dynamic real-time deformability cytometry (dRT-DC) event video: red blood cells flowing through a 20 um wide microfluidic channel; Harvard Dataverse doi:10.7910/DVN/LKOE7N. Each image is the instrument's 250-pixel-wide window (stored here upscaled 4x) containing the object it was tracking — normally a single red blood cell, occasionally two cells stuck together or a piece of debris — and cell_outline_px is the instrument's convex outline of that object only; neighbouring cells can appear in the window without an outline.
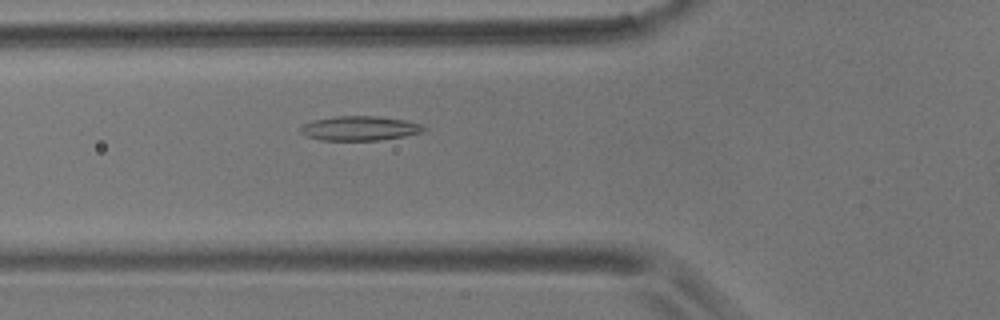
{"species": "common noctule bat (a hibernating species)", "species_latin": "Nyctalus noctula", "temperature_condition": "room temperature", "stored_images_in_passage": 40, "camera_frame_rate_fps": 3000, "um_per_image_px": 0.085, "animal": {"sex": "male", "body_mass_g": 17.9}, "frame": {"image": 1, "passage_image": 4, "time_ms": 1.0, "image_size_px": [1000, 320], "cell_outline_px": [[428, 128], [424, 132], [404, 136], [380, 140], [320, 140], [308, 136], [300, 132], [300, 124], [312, 120], [336, 116], [376, 116], [404, 120], [420, 124]], "centroid_in_image_um": [30.56, 10.9], "position_along_channel_um": 95.2, "area_um2": 17.63}}
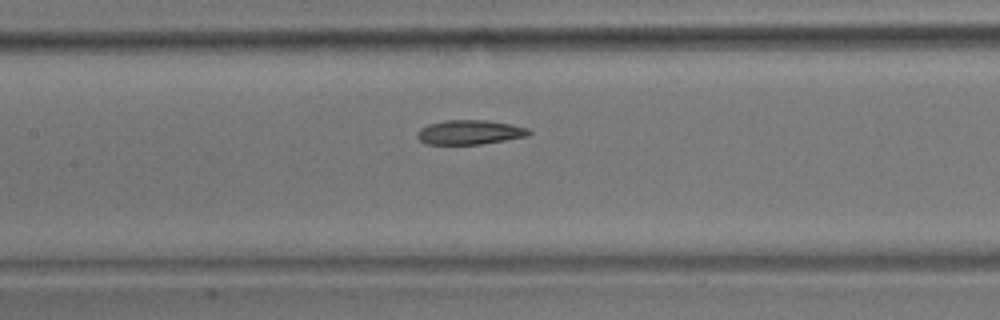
{"frame": {"image": 2, "passage_image": 10, "time_ms": 3.0, "image_size_px": [1000, 320], "cell_outline_px": [[532, 132], [528, 136], [480, 144], [424, 144], [416, 136], [416, 132], [420, 128], [428, 124], [444, 120], [484, 120], [512, 124], [528, 128]], "centroid_in_image_um": [39.9, 11.24], "position_along_channel_um": 167.5, "area_um2": 15.95}}
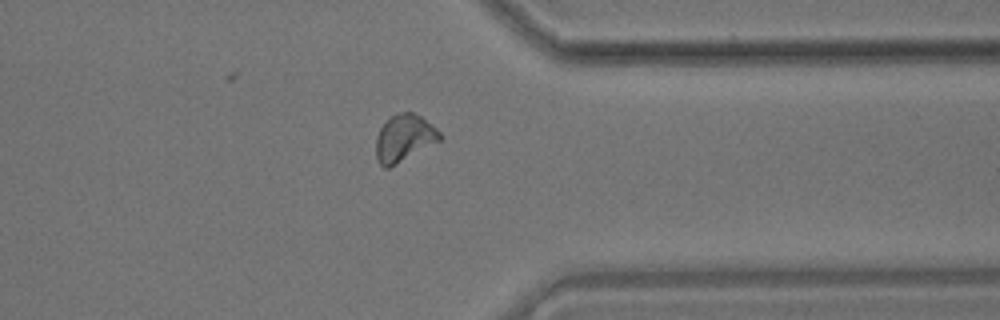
{"frame": {"image": 3, "passage_image": 28, "time_ms": 9.0, "image_size_px": [1000, 320], "cell_outline_px": [[444, 136], [440, 140], [396, 164], [388, 168], [384, 168], [376, 160], [376, 136], [380, 128], [392, 116], [400, 112], [412, 112], [420, 116], [436, 128]], "centroid_in_image_um": [34.34, 11.74], "position_along_channel_um": 377.1, "area_um2": 17.22}, "authors_computed_cell_mechanics": {"area_um2": 16.6753, "velocity_mm_per_s": 3.5824, "shape_relaxation_time_tau1_ms": 7.661, "shape_relaxation_time_tau2_ms": 3.2738, "deformation_change_tau1": 0.1545, "deformation_change_tau2": 0.0852}}